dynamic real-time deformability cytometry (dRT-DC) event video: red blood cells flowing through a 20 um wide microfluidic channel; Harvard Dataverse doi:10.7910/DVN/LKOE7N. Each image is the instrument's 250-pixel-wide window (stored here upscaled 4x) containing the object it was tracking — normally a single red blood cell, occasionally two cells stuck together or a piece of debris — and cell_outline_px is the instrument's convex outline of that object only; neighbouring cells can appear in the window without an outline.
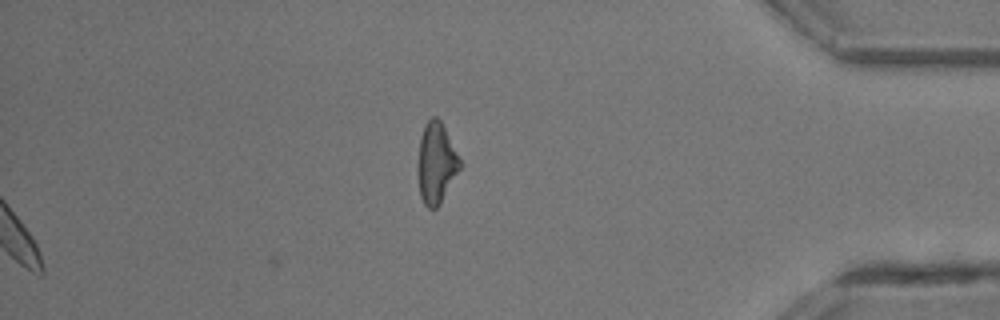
{"species": "common noctule bat (a hibernating species)", "species_latin": "Nyctalus noctula", "temperature_condition": "room temperature", "stored_images_in_passage": 33, "camera_frame_rate_fps": 3000, "um_per_image_px": 0.085, "animal": {"sex": "male", "body_mass_g": 13.3}, "frame": {"image": 1, "passage_image": 33, "time_ms": 10.667, "image_size_px": [1000, 320], "cell_outline_px": [[460, 168], [440, 204], [436, 208], [428, 208], [424, 204], [420, 196], [416, 164], [420, 136], [424, 124], [432, 116], [436, 116], [440, 120], [460, 160]], "centroid_in_image_um": [37.02, 13.86], "position_along_channel_um": 398.2, "area_um2": 19.77}}